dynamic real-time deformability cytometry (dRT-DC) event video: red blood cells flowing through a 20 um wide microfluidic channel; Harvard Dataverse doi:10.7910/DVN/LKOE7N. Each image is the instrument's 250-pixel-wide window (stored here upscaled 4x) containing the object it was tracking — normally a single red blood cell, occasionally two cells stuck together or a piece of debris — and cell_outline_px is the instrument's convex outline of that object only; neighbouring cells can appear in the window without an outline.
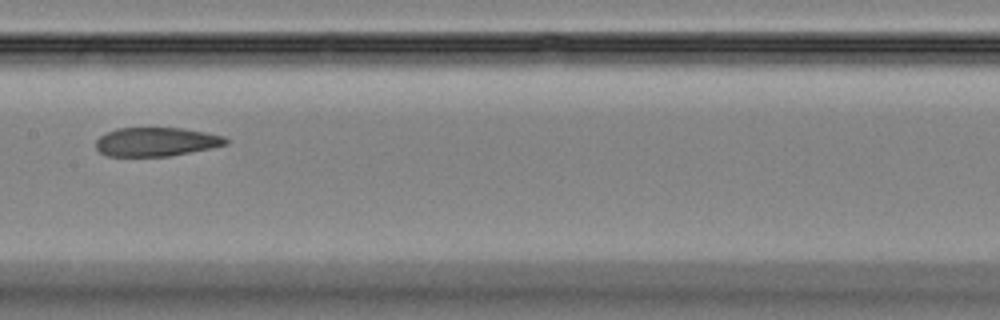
{"species": "Egyptian fruit bat (a non-hibernating species)", "species_latin": "Rousettus aegyptiacus", "temperature_condition": "room temperature", "stored_images_in_passage": 8, "camera_frame_rate_fps": 3000, "um_per_image_px": 0.085, "animal": {"sex": "female"}, "frame": {"image": 1, "passage_image": 8, "time_ms": 8.0, "image_size_px": [1000, 320], "cell_outline_px": [[228, 144], [212, 148], [168, 156], [108, 156], [100, 152], [96, 148], [96, 140], [100, 136], [116, 128], [180, 128], [204, 132], [224, 136], [228, 140]], "centroid_in_image_um": [13.28, 12.05], "position_along_channel_um": 194.1, "area_um2": 21.73}}